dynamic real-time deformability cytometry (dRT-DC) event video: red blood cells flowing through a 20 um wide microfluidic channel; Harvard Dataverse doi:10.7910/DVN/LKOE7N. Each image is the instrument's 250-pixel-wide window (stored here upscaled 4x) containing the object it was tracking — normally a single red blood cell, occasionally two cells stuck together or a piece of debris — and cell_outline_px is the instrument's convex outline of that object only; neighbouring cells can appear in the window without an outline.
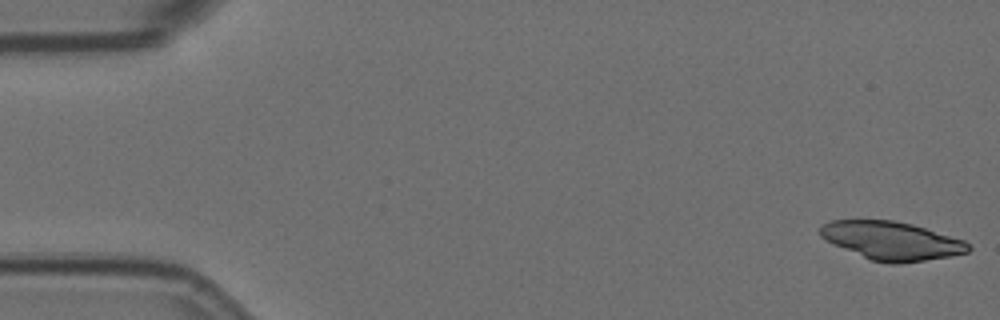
{"species": "Egyptian fruit bat (a non-hibernating species)", "species_latin": "Rousettus aegyptiacus", "temperature_condition": "room temperature", "stored_images_in_passage": 4, "camera_frame_rate_fps": 3000, "um_per_image_px": 0.085, "animal": {"sex": "female"}, "frame": {"image": 1, "passage_image": 1, "time_ms": 0.0, "image_size_px": [1000, 320], "cell_outline_px": [[972, 248], [968, 252], [952, 256], [900, 264], [892, 264], [872, 260], [844, 248], [820, 236], [820, 228], [824, 224], [832, 220], [892, 220], [912, 224], [964, 240]], "centroid_in_image_um": [75.84, 20.46], "position_along_channel_um": 9.2, "area_um2": 32.66}}